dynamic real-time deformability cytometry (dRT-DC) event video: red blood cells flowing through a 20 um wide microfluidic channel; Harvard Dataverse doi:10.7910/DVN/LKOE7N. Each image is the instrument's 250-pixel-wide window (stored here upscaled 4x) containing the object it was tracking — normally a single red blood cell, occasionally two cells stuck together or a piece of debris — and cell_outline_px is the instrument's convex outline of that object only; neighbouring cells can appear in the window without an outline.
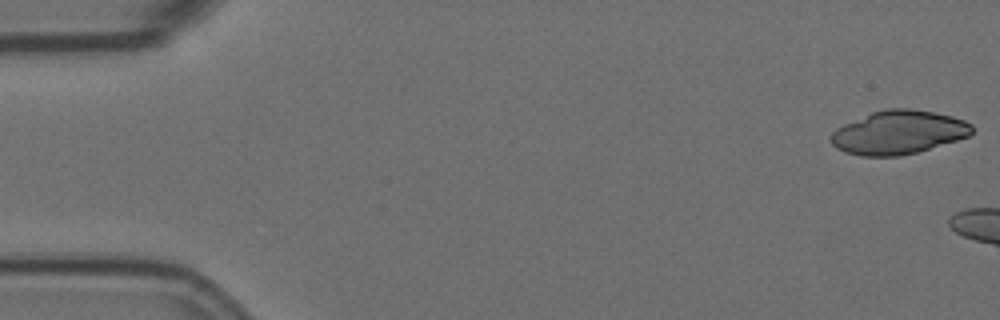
{"species": "Egyptian fruit bat (a non-hibernating species)", "species_latin": "Rousettus aegyptiacus", "temperature_condition": "room temperature", "stored_images_in_passage": 3, "camera_frame_rate_fps": 3000, "um_per_image_px": 0.085, "animal": {"sex": "female"}, "frame": {"image": 1, "passage_image": 1, "time_ms": 0.0, "image_size_px": [1000, 320], "cell_outline_px": [[972, 132], [968, 136], [956, 140], [916, 152], [900, 156], [860, 156], [844, 152], [836, 148], [832, 144], [832, 132], [836, 128], [844, 124], [872, 112], [884, 108], [908, 108], [932, 112], [952, 116], [964, 120], [972, 124]], "centroid_in_image_um": [76.35, 11.25], "position_along_channel_um": 8.7, "area_um2": 35.6}}